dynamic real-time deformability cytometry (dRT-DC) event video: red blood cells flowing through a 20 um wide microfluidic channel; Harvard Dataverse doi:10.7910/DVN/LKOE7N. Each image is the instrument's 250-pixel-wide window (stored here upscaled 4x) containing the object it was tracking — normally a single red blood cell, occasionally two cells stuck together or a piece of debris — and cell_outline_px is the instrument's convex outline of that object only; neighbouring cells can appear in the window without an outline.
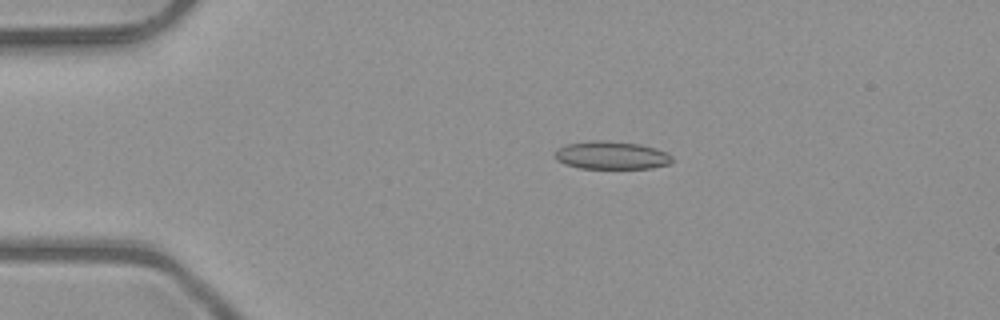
{"species": "common noctule bat (a hibernating species)", "species_latin": "Nyctalus noctula", "temperature_condition": "room temperature", "stored_images_in_passage": 5, "camera_frame_rate_fps": 3000, "um_per_image_px": 0.085, "animal": {"sex": "male", "body_mass_g": 23.1, "forearm_length_mm": 52.7}, "frame": {"image": 1, "passage_image": 4, "time_ms": 1.0, "image_size_px": [1000, 320], "cell_outline_px": [[672, 164], [652, 168], [580, 168], [564, 164], [556, 160], [556, 152], [560, 148], [568, 144], [592, 140], [604, 140], [640, 144], [656, 148], [668, 152], [672, 156]], "centroid_in_image_um": [52.04, 13.2], "position_along_channel_um": 33.0, "area_um2": 19.13}}